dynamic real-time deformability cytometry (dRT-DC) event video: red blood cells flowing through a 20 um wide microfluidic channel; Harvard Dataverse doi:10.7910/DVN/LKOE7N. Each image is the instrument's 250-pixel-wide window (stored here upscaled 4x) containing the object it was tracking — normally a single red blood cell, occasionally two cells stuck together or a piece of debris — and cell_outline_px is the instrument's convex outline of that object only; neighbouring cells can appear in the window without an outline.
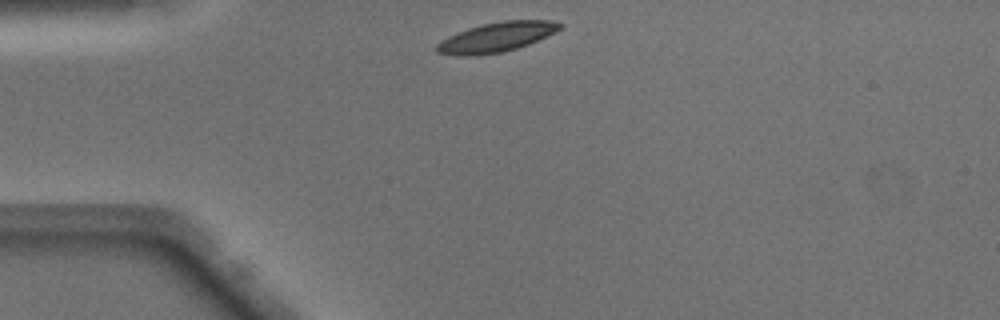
{"species": "Egyptian fruit bat (a non-hibernating species)", "species_latin": "Rousettus aegyptiacus", "temperature_condition": "warm", "stored_images_in_passage": 38, "camera_frame_rate_fps": 3000, "um_per_image_px": 0.085, "animal": {"sex": "male"}, "frame": {"image": 1, "passage_image": 1, "time_ms": 0.0, "image_size_px": [1000, 320], "cell_outline_px": [[564, 24], [560, 28], [528, 44], [516, 48], [500, 52], [464, 56], [460, 56], [436, 52], [436, 44], [440, 40], [448, 36], [468, 28], [484, 24], [504, 20], [548, 20]], "centroid_in_image_um": [42.14, 3.15], "position_along_channel_um": 42.9, "area_um2": 20.75}}
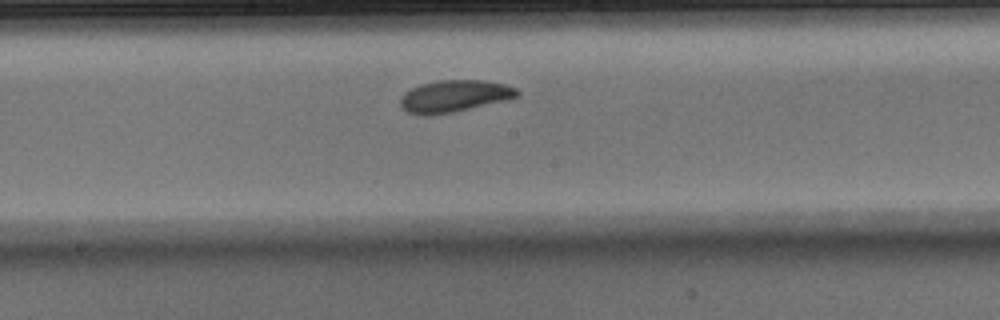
{"frame": {"image": 2, "passage_image": 15, "time_ms": 4.667, "image_size_px": [1000, 320], "cell_outline_px": [[520, 96], [508, 100], [452, 112], [408, 112], [400, 104], [400, 100], [404, 92], [420, 84], [440, 80], [484, 80], [504, 84], [516, 88], [520, 92]], "centroid_in_image_um": [38.71, 8.12], "position_along_channel_um": 209.5, "area_um2": 21.1}}
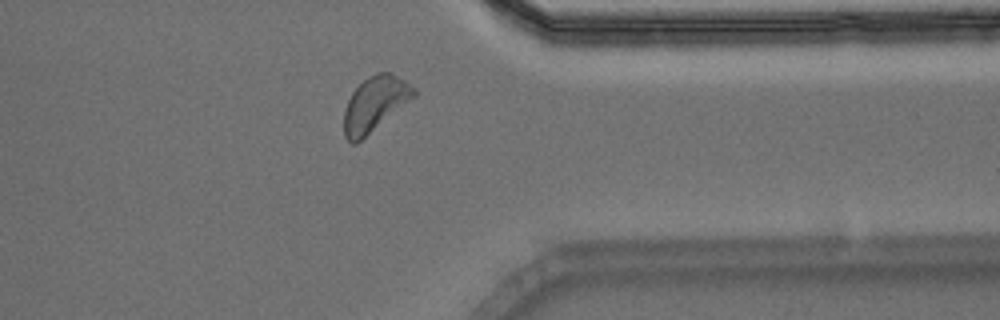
{"frame": {"image": 3, "passage_image": 28, "time_ms": 9.0, "image_size_px": [1000, 320], "cell_outline_px": [[416, 96], [356, 144], [352, 144], [344, 136], [344, 108], [352, 92], [368, 76], [376, 72], [392, 72], [416, 88]], "centroid_in_image_um": [31.87, 8.82], "position_along_channel_um": 379.5, "area_um2": 22.31}, "authors_computed_cell_mechanics": {"area_um2": 21.4149, "velocity_mm_per_s": 4.0752, "shape_relaxation_time_tau1_ms": 2.0622, "shape_relaxation_time_tau2_ms": 6.7516, "deformation_change_tau1": 0.1145, "deformation_change_tau2": 0.1463}}